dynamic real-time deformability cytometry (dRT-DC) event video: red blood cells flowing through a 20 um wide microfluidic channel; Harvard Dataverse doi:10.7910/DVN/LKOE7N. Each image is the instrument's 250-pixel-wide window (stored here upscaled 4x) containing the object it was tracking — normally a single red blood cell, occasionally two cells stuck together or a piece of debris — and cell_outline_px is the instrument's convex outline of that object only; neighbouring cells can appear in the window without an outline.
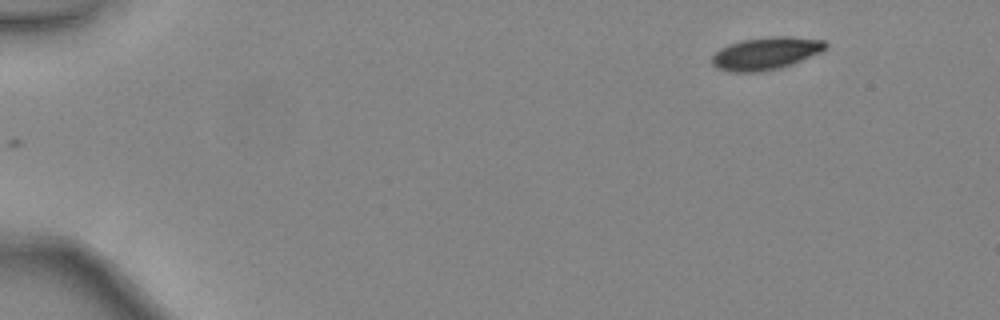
{"species": "common noctule bat (a hibernating species)", "species_latin": "Nyctalus noctula", "temperature_condition": "warm", "stored_images_in_passage": 9, "camera_frame_rate_fps": 3000, "um_per_image_px": 0.085, "animal": {"sex": "female", "body_mass_g": 24.6, "forearm_length_mm": 56.2}, "frame": {"image": 1, "passage_image": 1, "time_ms": 0.0, "image_size_px": [1000, 320], "cell_outline_px": [[828, 48], [820, 52], [792, 64], [780, 68], [756, 72], [728, 72], [716, 68], [712, 64], [712, 56], [720, 48], [728, 44], [740, 40], [772, 36], [788, 36], [824, 40], [828, 44]], "centroid_in_image_um": [65.08, 4.53], "position_along_channel_um": 19.9, "area_um2": 21.68}}